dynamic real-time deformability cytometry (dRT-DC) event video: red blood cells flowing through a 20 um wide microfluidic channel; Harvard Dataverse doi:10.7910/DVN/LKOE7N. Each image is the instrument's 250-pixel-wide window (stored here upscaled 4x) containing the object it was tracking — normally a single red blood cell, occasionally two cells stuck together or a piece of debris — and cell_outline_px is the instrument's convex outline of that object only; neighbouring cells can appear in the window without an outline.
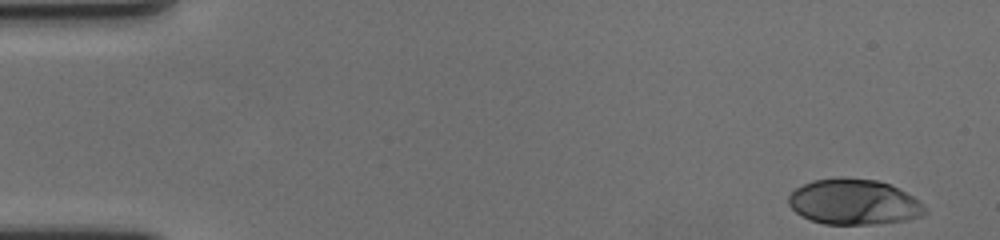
{"species": "human", "species_latin": "Homo sapiens", "temperature_condition": "cold", "stored_images_in_passage": 57, "camera_frame_rate_fps": 3000, "um_per_image_px": 0.085, "donor": {"sex": "female"}, "frame": {"image": 1, "passage_image": 1, "time_ms": 0.0, "image_size_px": [1000, 240], "cell_outline_px": [[928, 212], [924, 216], [904, 220], [872, 224], [824, 224], [800, 216], [788, 204], [788, 196], [796, 188], [812, 180], [836, 176], [844, 176], [876, 180], [888, 184], [912, 196]], "centroid_in_image_um": [72.53, 17.15], "position_along_channel_um": 12.5, "area_um2": 36.18}}
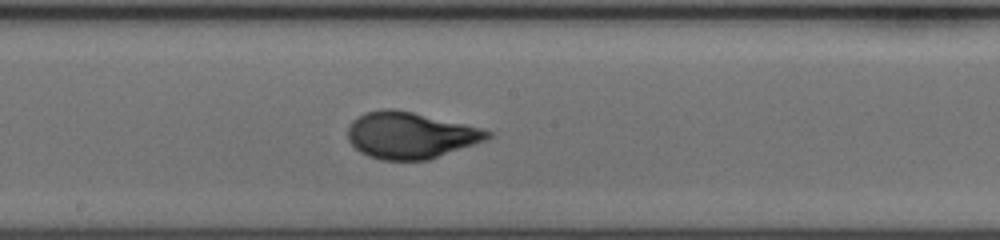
{"frame": {"image": 2, "passage_image": 30, "time_ms": 9.667, "image_size_px": [1000, 240], "cell_outline_px": [[492, 136], [488, 140], [428, 160], [380, 160], [368, 156], [360, 152], [348, 140], [348, 128], [352, 120], [364, 112], [380, 108], [396, 108], [484, 128], [492, 132]], "centroid_in_image_um": [34.9, 11.48], "position_along_channel_um": 213.3, "area_um2": 38.38}}
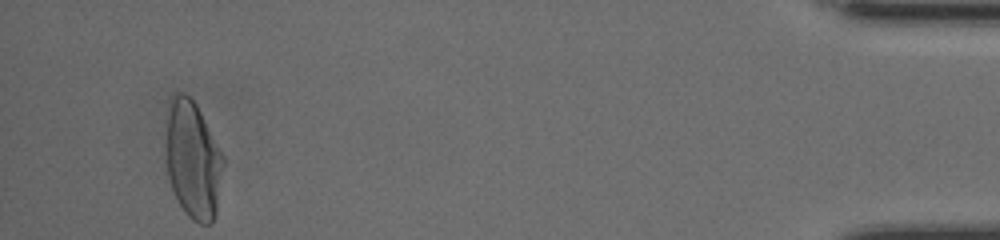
{"frame": {"image": 3, "passage_image": 54, "time_ms": 17.667, "image_size_px": [1000, 240], "cell_outline_px": [[224, 164], [216, 216], [212, 224], [200, 224], [192, 220], [184, 212], [172, 188], [168, 176], [164, 160], [164, 120], [168, 100], [172, 92], [184, 92], [196, 104], [224, 156]], "centroid_in_image_um": [16.34, 13.53], "position_along_channel_um": 418.9, "area_um2": 40.81}, "authors_computed_cell_mechanics": {"area_um2": 37.2232, "velocity_mm_per_s": 3.502, "shape_relaxation_time_tau1_ms": 5.1962, "shape_relaxation_time_tau2_ms": null, "deformation_change_tau1": 0.2208, "deformation_change_tau2": null}}